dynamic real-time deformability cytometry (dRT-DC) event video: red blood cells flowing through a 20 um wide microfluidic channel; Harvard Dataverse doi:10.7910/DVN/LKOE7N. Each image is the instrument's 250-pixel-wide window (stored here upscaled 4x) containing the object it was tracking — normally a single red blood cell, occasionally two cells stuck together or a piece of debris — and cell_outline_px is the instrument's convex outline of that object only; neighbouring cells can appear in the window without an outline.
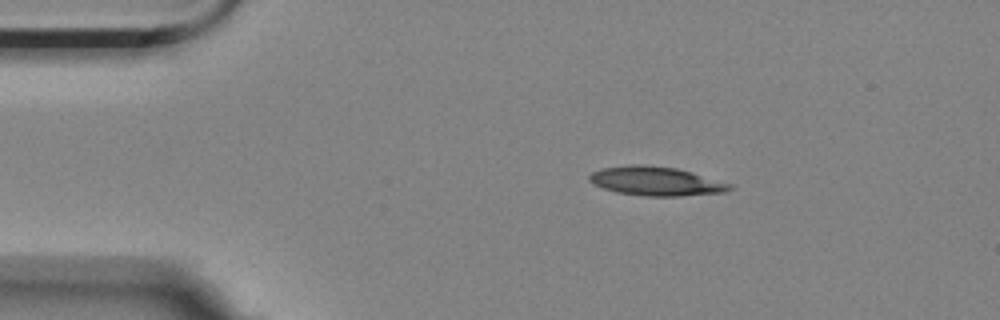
{"species": "Egyptian fruit bat (a non-hibernating species)", "species_latin": "Rousettus aegyptiacus", "temperature_condition": "room temperature", "stored_images_in_passage": 47, "camera_frame_rate_fps": 3000, "um_per_image_px": 0.085, "animal": {"sex": "female"}, "frame": {"image": 1, "passage_image": 1, "time_ms": 0.0, "image_size_px": [1000, 320], "cell_outline_px": [[736, 188], [728, 192], [680, 196], [644, 196], [616, 192], [604, 188], [588, 180], [588, 176], [592, 172], [600, 168], [628, 164], [644, 164], [676, 168], [692, 172], [732, 184]], "centroid_in_image_um": [55.79, 15.39], "position_along_channel_um": 29.2, "area_um2": 23.99}}
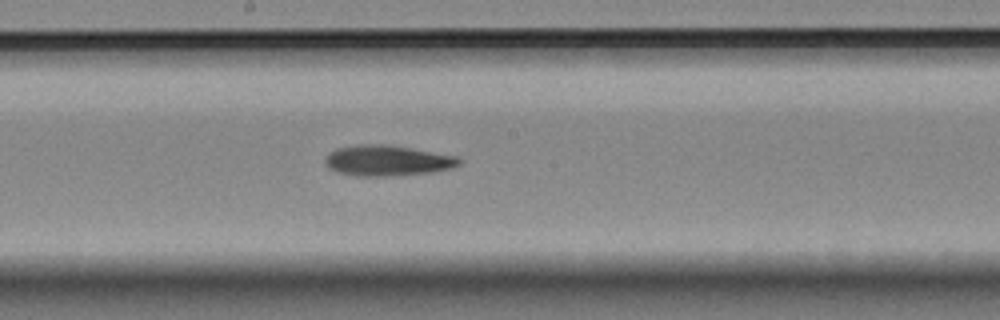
{"frame": {"image": 2, "passage_image": 21, "time_ms": 6.667, "image_size_px": [1000, 320], "cell_outline_px": [[464, 160], [460, 164], [448, 168], [432, 172], [388, 176], [356, 176], [340, 172], [328, 168], [324, 160], [336, 148], [360, 144], [388, 144], [456, 156]], "centroid_in_image_um": [32.93, 13.64], "position_along_channel_um": 215.3, "area_um2": 23.7}}
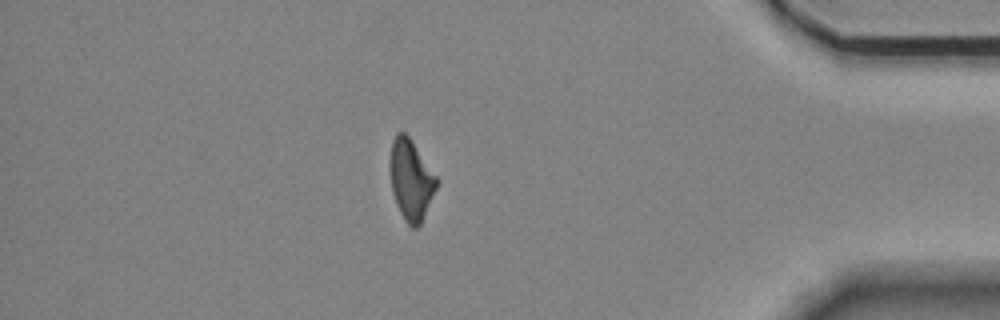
{"frame": {"image": 3, "passage_image": 40, "time_ms": 13.0, "image_size_px": [1000, 320], "cell_outline_px": [[440, 180], [420, 224], [416, 228], [412, 228], [404, 220], [400, 212], [392, 192], [392, 140], [396, 132], [404, 132], [408, 136]], "centroid_in_image_um": [34.97, 15.3], "position_along_channel_um": 400.2, "area_um2": 21.21}, "authors_computed_cell_mechanics": {"area_um2": 23.0622, "velocity_mm_per_s": 3.514, "shape_relaxation_time_tau1_ms": 7.2662, "shape_relaxation_time_tau2_ms": null, "deformation_change_tau1": 0.1833, "deformation_change_tau2": null}}